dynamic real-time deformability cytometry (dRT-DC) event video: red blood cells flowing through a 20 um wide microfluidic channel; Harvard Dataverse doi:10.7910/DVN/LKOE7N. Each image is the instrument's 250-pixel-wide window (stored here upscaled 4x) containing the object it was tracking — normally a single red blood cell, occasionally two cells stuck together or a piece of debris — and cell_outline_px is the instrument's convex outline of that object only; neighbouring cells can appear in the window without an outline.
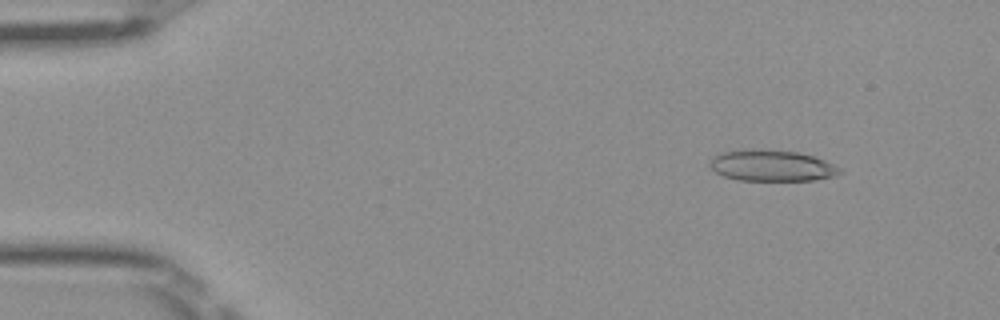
{"species": "Egyptian fruit bat (a non-hibernating species)", "species_latin": "Rousettus aegyptiacus", "temperature_condition": "room temperature", "stored_images_in_passage": 47, "camera_frame_rate_fps": 3000, "um_per_image_px": 0.085, "frame": {"image": 1, "passage_image": 3, "time_ms": 0.667, "image_size_px": [1000, 320], "cell_outline_px": [[844, 172], [832, 176], [812, 180], [736, 180], [724, 176], [716, 172], [708, 164], [716, 156], [724, 152], [740, 148], [760, 148], [796, 152], [812, 156], [824, 160], [840, 168]], "centroid_in_image_um": [65.57, 14.06], "position_along_channel_um": 19.4, "area_um2": 23.58}}
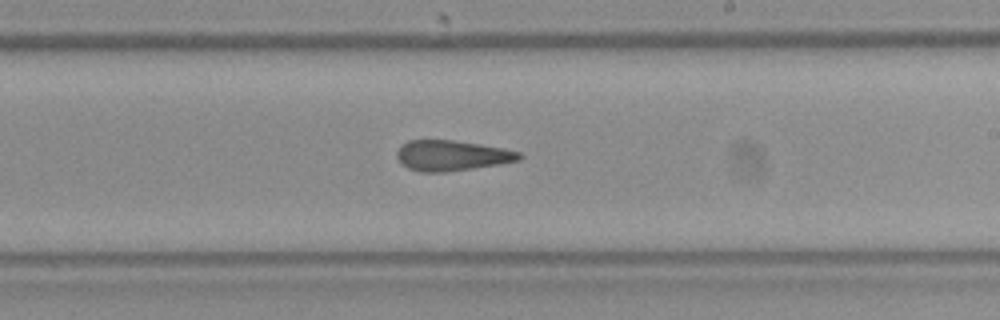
{"frame": {"image": 2, "passage_image": 27, "time_ms": 8.667, "image_size_px": [1000, 320], "cell_outline_px": [[524, 156], [520, 160], [500, 164], [444, 172], [420, 172], [408, 168], [400, 164], [396, 156], [396, 152], [400, 144], [408, 140], [452, 140], [480, 144], [504, 148], [520, 152]], "centroid_in_image_um": [38.37, 13.22], "position_along_channel_um": 250.6, "area_um2": 21.91}}
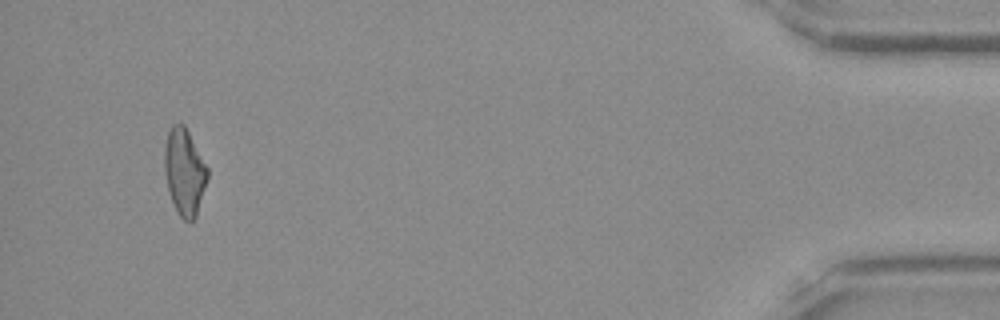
{"frame": {"image": 3, "passage_image": 45, "time_ms": 14.667, "image_size_px": [1000, 320], "cell_outline_px": [[208, 180], [196, 216], [192, 220], [184, 220], [180, 216], [168, 192], [164, 172], [164, 148], [168, 132], [172, 124], [184, 124], [208, 168]], "centroid_in_image_um": [15.67, 14.6], "position_along_channel_um": 419.5, "area_um2": 21.62}, "authors_computed_cell_mechanics": {"area_um2": 22.5998, "velocity_mm_per_s": 4.0447, "shape_relaxation_time_tau1_ms": null, "shape_relaxation_time_tau2_ms": 2.7612, "deformation_change_tau1": null, "deformation_change_tau2": 0.1418}}